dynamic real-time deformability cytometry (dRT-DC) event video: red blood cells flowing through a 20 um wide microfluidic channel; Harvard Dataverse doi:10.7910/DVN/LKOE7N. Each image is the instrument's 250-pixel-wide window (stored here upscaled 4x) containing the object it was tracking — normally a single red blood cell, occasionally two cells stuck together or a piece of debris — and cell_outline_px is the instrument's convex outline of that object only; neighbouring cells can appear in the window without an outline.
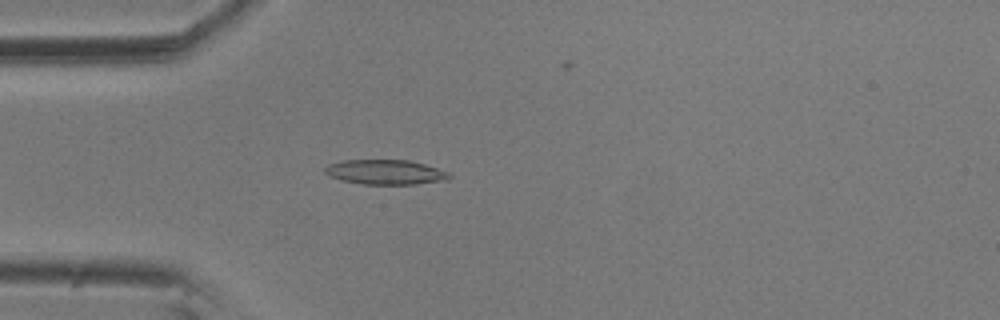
{"species": "common noctule bat (a hibernating species)", "species_latin": "Nyctalus noctula", "temperature_condition": "room temperature", "stored_images_in_passage": 6, "camera_frame_rate_fps": 3000, "um_per_image_px": 0.085, "animal": {"sex": "male", "body_mass_g": 20.5, "forearm_length_mm": 52.5}, "frame": {"image": 1, "passage_image": 5, "time_ms": 1.333, "image_size_px": [1000, 320], "cell_outline_px": [[452, 176], [448, 180], [416, 184], [364, 184], [340, 180], [328, 176], [324, 172], [324, 168], [328, 164], [344, 160], [408, 160], [424, 164], [448, 172]], "centroid_in_image_um": [32.74, 14.63], "position_along_channel_um": 52.3, "area_um2": 17.98}}